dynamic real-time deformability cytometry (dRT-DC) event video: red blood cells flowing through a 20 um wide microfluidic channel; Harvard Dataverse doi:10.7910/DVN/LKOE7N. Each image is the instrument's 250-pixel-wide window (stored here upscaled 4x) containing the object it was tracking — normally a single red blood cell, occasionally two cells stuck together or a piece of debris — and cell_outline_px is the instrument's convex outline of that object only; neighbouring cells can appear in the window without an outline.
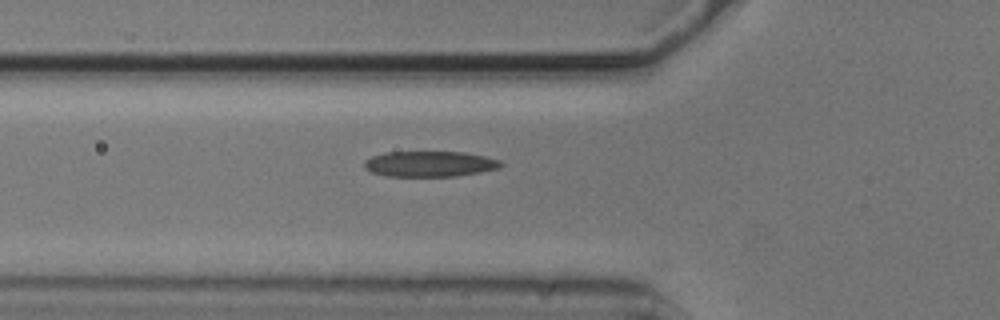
{"species": "common noctule bat (a hibernating species)", "species_latin": "Nyctalus noctula", "temperature_condition": "cold", "stored_images_in_passage": 40, "camera_frame_rate_fps": 3000, "um_per_image_px": 0.085, "animal": {"sex": "male", "body_mass_g": 20.5, "forearm_length_mm": 52.5}, "frame": {"image": 1, "passage_image": 8, "time_ms": 2.333, "image_size_px": [1000, 320], "cell_outline_px": [[504, 164], [500, 168], [480, 172], [456, 176], [388, 176], [372, 172], [364, 168], [364, 160], [372, 156], [384, 152], [464, 152], [484, 156], [500, 160]], "centroid_in_image_um": [36.53, 13.93], "position_along_channel_um": 89.3, "area_um2": 20.4}}
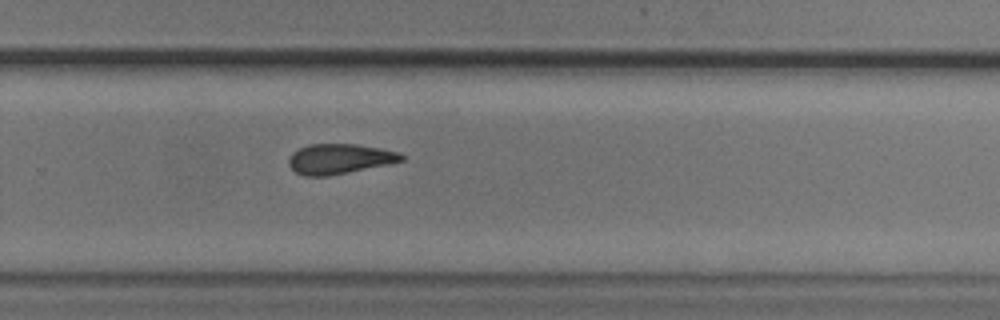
{"frame": {"image": 2, "passage_image": 25, "time_ms": 8.0, "image_size_px": [1000, 320], "cell_outline_px": [[404, 160], [392, 164], [328, 176], [304, 176], [296, 172], [288, 164], [288, 160], [292, 152], [308, 144], [356, 144], [380, 148], [400, 152], [404, 156]], "centroid_in_image_um": [28.88, 13.51], "position_along_channel_um": 300.9, "area_um2": 19.94}}
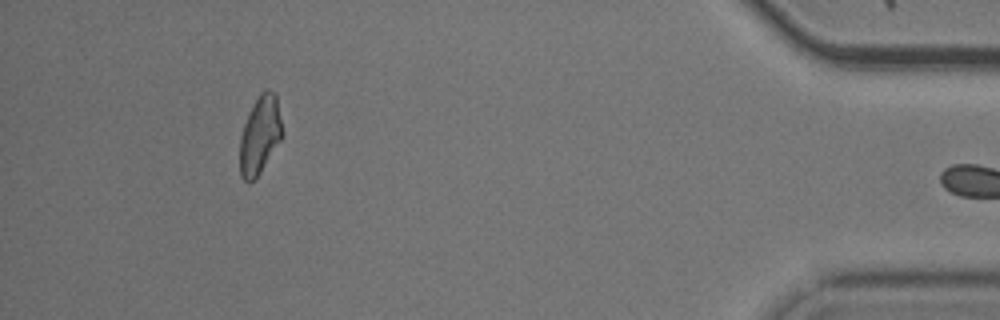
{"frame": {"image": 3, "passage_image": 39, "time_ms": 12.667, "image_size_px": [1000, 320], "cell_outline_px": [[284, 132], [280, 140], [260, 172], [248, 184], [240, 176], [240, 136], [244, 124], [260, 92], [264, 88], [268, 88], [276, 92]], "centroid_in_image_um": [22.11, 11.44], "position_along_channel_um": 413.1, "area_um2": 19.25}}